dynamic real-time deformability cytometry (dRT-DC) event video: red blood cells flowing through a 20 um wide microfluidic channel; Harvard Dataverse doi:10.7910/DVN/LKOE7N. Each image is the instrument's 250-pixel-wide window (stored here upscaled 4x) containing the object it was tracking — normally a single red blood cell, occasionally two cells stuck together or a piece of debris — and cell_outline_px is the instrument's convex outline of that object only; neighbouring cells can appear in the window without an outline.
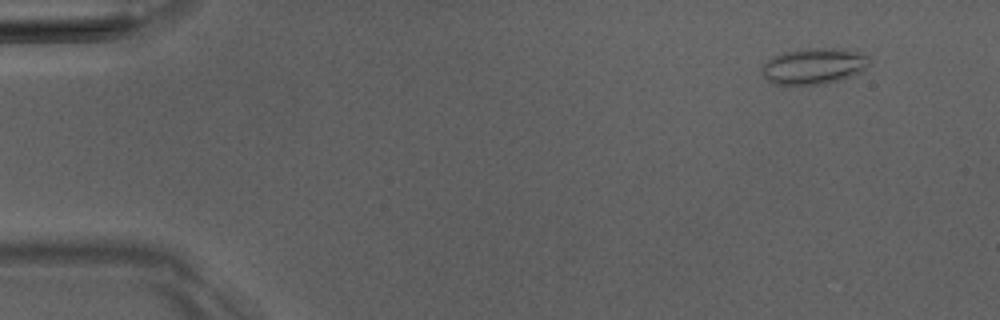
{"species": "Egyptian fruit bat (a non-hibernating species)", "species_latin": "Rousettus aegyptiacus", "temperature_condition": "room temperature", "stored_images_in_passage": 5, "camera_frame_rate_fps": 3000, "um_per_image_px": 0.085, "animal": {"sex": "male"}, "frame": {"image": 1, "passage_image": 1, "time_ms": 0.0, "image_size_px": [1000, 320], "cell_outline_px": [[872, 60], [860, 72], [852, 76], [824, 84], [772, 84], [760, 72], [764, 64], [768, 60], [784, 52], [812, 48], [836, 48], [860, 52], [868, 56]], "centroid_in_image_um": [69.2, 5.62], "position_along_channel_um": 15.8, "area_um2": 22.37}}